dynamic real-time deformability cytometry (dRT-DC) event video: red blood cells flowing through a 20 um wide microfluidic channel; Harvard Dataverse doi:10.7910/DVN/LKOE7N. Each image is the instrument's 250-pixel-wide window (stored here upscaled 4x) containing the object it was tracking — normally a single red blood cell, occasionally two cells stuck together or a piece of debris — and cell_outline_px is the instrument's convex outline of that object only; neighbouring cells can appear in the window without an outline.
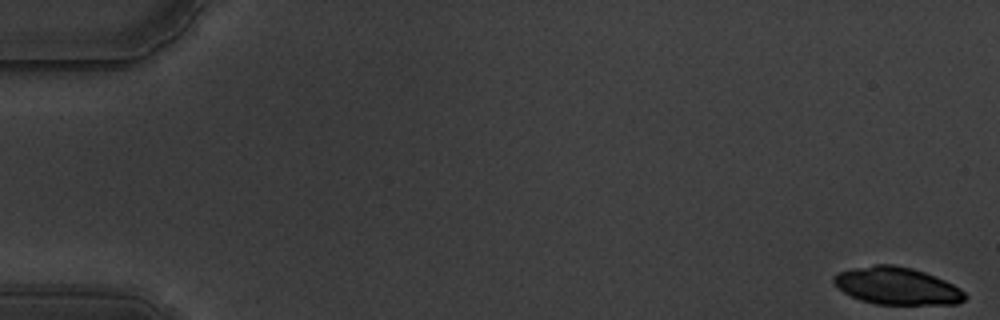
{"species": "common noctule bat (a hibernating species)", "species_latin": "Nyctalus noctula", "temperature_condition": "warm", "stored_images_in_passage": 58, "camera_frame_rate_fps": 3000, "um_per_image_px": 0.085, "animal": {"sex": "male", "body_mass_g": 19.5, "forearm_length_mm": 54.6}, "frame": {"image": 1, "passage_image": 1, "time_ms": 0.0, "image_size_px": [1000, 320], "cell_outline_px": [[968, 296], [964, 300], [956, 304], [876, 304], [860, 300], [836, 288], [832, 280], [832, 276], [840, 272], [852, 268], [876, 264], [892, 264], [912, 268], [924, 272], [944, 280], [960, 288]], "centroid_in_image_um": [76.21, 24.3], "position_along_channel_um": 8.8, "area_um2": 28.55}}